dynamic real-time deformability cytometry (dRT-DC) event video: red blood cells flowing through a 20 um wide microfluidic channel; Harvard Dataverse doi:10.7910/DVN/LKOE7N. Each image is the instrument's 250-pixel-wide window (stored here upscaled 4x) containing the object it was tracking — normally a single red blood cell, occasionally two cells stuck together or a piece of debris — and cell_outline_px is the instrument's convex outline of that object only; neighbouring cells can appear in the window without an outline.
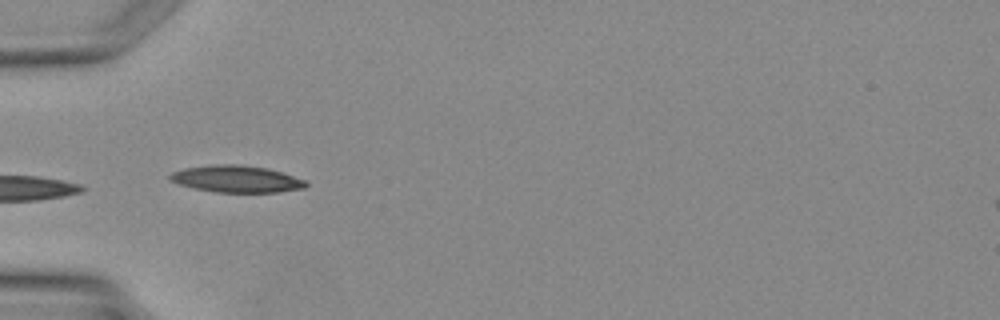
{"species": "Egyptian fruit bat (a non-hibernating species)", "species_latin": "Rousettus aegyptiacus", "temperature_condition": "warm", "stored_images_in_passage": 4, "camera_frame_rate_fps": 3000, "um_per_image_px": 0.085, "animal": {"sex": "female"}, "frame": {"image": 1, "passage_image": 3, "time_ms": 2.333, "image_size_px": [1000, 320], "cell_outline_px": [[308, 184], [304, 188], [280, 192], [216, 192], [196, 188], [180, 184], [172, 180], [168, 176], [172, 172], [184, 168], [212, 164], [236, 164], [264, 168], [280, 172], [304, 180]], "centroid_in_image_um": [20.09, 15.21], "position_along_channel_um": 64.9, "area_um2": 20.92}}
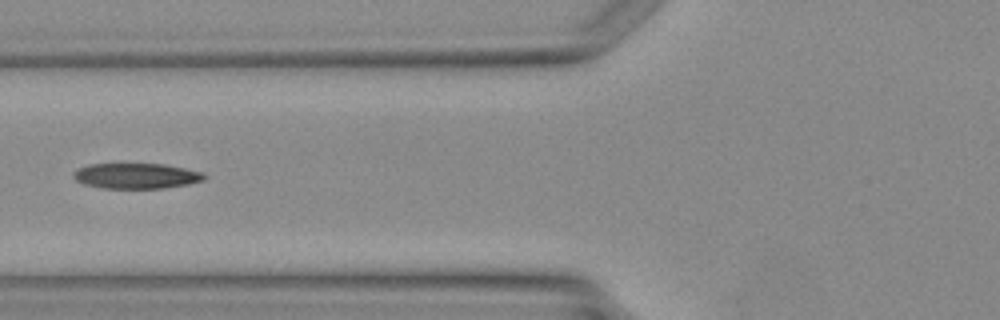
{"frame": {"image": 2, "passage_image": 4, "time_ms": 3.333, "image_size_px": [1000, 320], "cell_outline_px": [[208, 176], [204, 180], [188, 184], [164, 188], [104, 188], [84, 184], [76, 180], [72, 176], [72, 172], [76, 168], [88, 164], [164, 164], [204, 172]], "centroid_in_image_um": [11.58, 14.94], "position_along_channel_um": 114.2, "area_um2": 19.54}}